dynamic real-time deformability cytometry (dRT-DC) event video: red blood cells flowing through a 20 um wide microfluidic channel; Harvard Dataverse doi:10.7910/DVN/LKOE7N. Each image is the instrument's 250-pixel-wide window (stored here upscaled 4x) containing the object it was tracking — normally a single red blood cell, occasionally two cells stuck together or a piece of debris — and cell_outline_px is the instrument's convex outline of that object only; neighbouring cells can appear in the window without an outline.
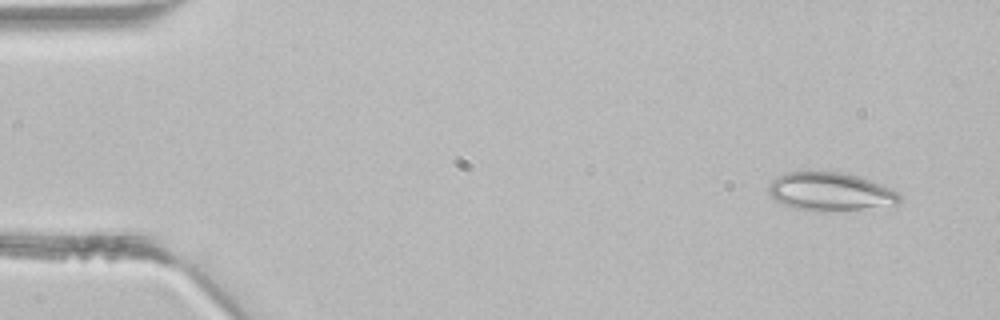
{"species": "common noctule bat (a hibernating species)", "species_latin": "Nyctalus noctula", "temperature_condition": "room temperature", "stored_images_in_passage": 3, "camera_frame_rate_fps": 3000, "um_per_image_px": 0.085, "animal": {"sex": "male", "body_mass_g": 21.5, "forearm_length_mm": 52.0}, "frame": {"image": 1, "passage_image": 1, "time_ms": 0.0, "image_size_px": [1000, 320], "cell_outline_px": [[900, 200], [896, 204], [860, 208], [820, 212], [816, 212], [796, 208], [784, 204], [776, 200], [768, 192], [768, 184], [776, 176], [784, 172], [808, 168], [840, 172], [872, 180], [884, 184], [892, 188], [900, 196]], "centroid_in_image_um": [70.49, 16.23], "position_along_channel_um": 14.5, "area_um2": 29.88}}